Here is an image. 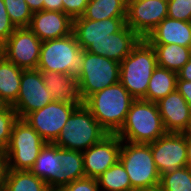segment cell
<instances>
[{"label": "cell", "instance_id": "cell-16", "mask_svg": "<svg viewBox=\"0 0 191 191\" xmlns=\"http://www.w3.org/2000/svg\"><path fill=\"white\" fill-rule=\"evenodd\" d=\"M122 140L117 134H108L100 142L84 150L85 177L98 178L119 160Z\"/></svg>", "mask_w": 191, "mask_h": 191}, {"label": "cell", "instance_id": "cell-19", "mask_svg": "<svg viewBox=\"0 0 191 191\" xmlns=\"http://www.w3.org/2000/svg\"><path fill=\"white\" fill-rule=\"evenodd\" d=\"M150 44L191 47V22L166 17L145 38Z\"/></svg>", "mask_w": 191, "mask_h": 191}, {"label": "cell", "instance_id": "cell-4", "mask_svg": "<svg viewBox=\"0 0 191 191\" xmlns=\"http://www.w3.org/2000/svg\"><path fill=\"white\" fill-rule=\"evenodd\" d=\"M157 66L154 47L142 38L120 62V83L135 99H143Z\"/></svg>", "mask_w": 191, "mask_h": 191}, {"label": "cell", "instance_id": "cell-21", "mask_svg": "<svg viewBox=\"0 0 191 191\" xmlns=\"http://www.w3.org/2000/svg\"><path fill=\"white\" fill-rule=\"evenodd\" d=\"M23 70L0 54V102L3 105L12 106L18 99Z\"/></svg>", "mask_w": 191, "mask_h": 191}, {"label": "cell", "instance_id": "cell-44", "mask_svg": "<svg viewBox=\"0 0 191 191\" xmlns=\"http://www.w3.org/2000/svg\"><path fill=\"white\" fill-rule=\"evenodd\" d=\"M0 191H4V187H0Z\"/></svg>", "mask_w": 191, "mask_h": 191}, {"label": "cell", "instance_id": "cell-41", "mask_svg": "<svg viewBox=\"0 0 191 191\" xmlns=\"http://www.w3.org/2000/svg\"><path fill=\"white\" fill-rule=\"evenodd\" d=\"M45 191H63L62 188L48 187Z\"/></svg>", "mask_w": 191, "mask_h": 191}, {"label": "cell", "instance_id": "cell-8", "mask_svg": "<svg viewBox=\"0 0 191 191\" xmlns=\"http://www.w3.org/2000/svg\"><path fill=\"white\" fill-rule=\"evenodd\" d=\"M46 142L24 119L14 123L7 149V169L30 170Z\"/></svg>", "mask_w": 191, "mask_h": 191}, {"label": "cell", "instance_id": "cell-22", "mask_svg": "<svg viewBox=\"0 0 191 191\" xmlns=\"http://www.w3.org/2000/svg\"><path fill=\"white\" fill-rule=\"evenodd\" d=\"M142 38L125 25L120 31L109 34L105 44V57L121 62Z\"/></svg>", "mask_w": 191, "mask_h": 191}, {"label": "cell", "instance_id": "cell-35", "mask_svg": "<svg viewBox=\"0 0 191 191\" xmlns=\"http://www.w3.org/2000/svg\"><path fill=\"white\" fill-rule=\"evenodd\" d=\"M176 90L184 97L191 107V81L177 80Z\"/></svg>", "mask_w": 191, "mask_h": 191}, {"label": "cell", "instance_id": "cell-2", "mask_svg": "<svg viewBox=\"0 0 191 191\" xmlns=\"http://www.w3.org/2000/svg\"><path fill=\"white\" fill-rule=\"evenodd\" d=\"M135 98L120 82L89 96L83 105L108 134H117Z\"/></svg>", "mask_w": 191, "mask_h": 191}, {"label": "cell", "instance_id": "cell-28", "mask_svg": "<svg viewBox=\"0 0 191 191\" xmlns=\"http://www.w3.org/2000/svg\"><path fill=\"white\" fill-rule=\"evenodd\" d=\"M159 188L162 191H191V168L181 167L160 175Z\"/></svg>", "mask_w": 191, "mask_h": 191}, {"label": "cell", "instance_id": "cell-9", "mask_svg": "<svg viewBox=\"0 0 191 191\" xmlns=\"http://www.w3.org/2000/svg\"><path fill=\"white\" fill-rule=\"evenodd\" d=\"M84 102L92 94L120 82V63L84 50V61L76 76Z\"/></svg>", "mask_w": 191, "mask_h": 191}, {"label": "cell", "instance_id": "cell-13", "mask_svg": "<svg viewBox=\"0 0 191 191\" xmlns=\"http://www.w3.org/2000/svg\"><path fill=\"white\" fill-rule=\"evenodd\" d=\"M49 89L38 69L23 70L18 99L12 105L18 118L23 119L30 112L37 111L52 102Z\"/></svg>", "mask_w": 191, "mask_h": 191}, {"label": "cell", "instance_id": "cell-26", "mask_svg": "<svg viewBox=\"0 0 191 191\" xmlns=\"http://www.w3.org/2000/svg\"><path fill=\"white\" fill-rule=\"evenodd\" d=\"M47 188L46 182L30 170L7 169L4 191H45Z\"/></svg>", "mask_w": 191, "mask_h": 191}, {"label": "cell", "instance_id": "cell-40", "mask_svg": "<svg viewBox=\"0 0 191 191\" xmlns=\"http://www.w3.org/2000/svg\"><path fill=\"white\" fill-rule=\"evenodd\" d=\"M187 146V166L191 168V133L185 132Z\"/></svg>", "mask_w": 191, "mask_h": 191}, {"label": "cell", "instance_id": "cell-37", "mask_svg": "<svg viewBox=\"0 0 191 191\" xmlns=\"http://www.w3.org/2000/svg\"><path fill=\"white\" fill-rule=\"evenodd\" d=\"M177 80L191 81V58H190V60L177 72Z\"/></svg>", "mask_w": 191, "mask_h": 191}, {"label": "cell", "instance_id": "cell-38", "mask_svg": "<svg viewBox=\"0 0 191 191\" xmlns=\"http://www.w3.org/2000/svg\"><path fill=\"white\" fill-rule=\"evenodd\" d=\"M7 172V158L3 151H0V187H4Z\"/></svg>", "mask_w": 191, "mask_h": 191}, {"label": "cell", "instance_id": "cell-10", "mask_svg": "<svg viewBox=\"0 0 191 191\" xmlns=\"http://www.w3.org/2000/svg\"><path fill=\"white\" fill-rule=\"evenodd\" d=\"M126 25V18L104 20L73 19V33L83 50L105 57V44L109 34L120 31Z\"/></svg>", "mask_w": 191, "mask_h": 191}, {"label": "cell", "instance_id": "cell-39", "mask_svg": "<svg viewBox=\"0 0 191 191\" xmlns=\"http://www.w3.org/2000/svg\"><path fill=\"white\" fill-rule=\"evenodd\" d=\"M32 13L43 10L44 0H25Z\"/></svg>", "mask_w": 191, "mask_h": 191}, {"label": "cell", "instance_id": "cell-42", "mask_svg": "<svg viewBox=\"0 0 191 191\" xmlns=\"http://www.w3.org/2000/svg\"><path fill=\"white\" fill-rule=\"evenodd\" d=\"M187 132L191 133V116H190V122H189V125H188Z\"/></svg>", "mask_w": 191, "mask_h": 191}, {"label": "cell", "instance_id": "cell-43", "mask_svg": "<svg viewBox=\"0 0 191 191\" xmlns=\"http://www.w3.org/2000/svg\"><path fill=\"white\" fill-rule=\"evenodd\" d=\"M145 191H162L159 187L155 189L145 190Z\"/></svg>", "mask_w": 191, "mask_h": 191}, {"label": "cell", "instance_id": "cell-14", "mask_svg": "<svg viewBox=\"0 0 191 191\" xmlns=\"http://www.w3.org/2000/svg\"><path fill=\"white\" fill-rule=\"evenodd\" d=\"M149 145L160 175L187 166V146L184 133H166Z\"/></svg>", "mask_w": 191, "mask_h": 191}, {"label": "cell", "instance_id": "cell-18", "mask_svg": "<svg viewBox=\"0 0 191 191\" xmlns=\"http://www.w3.org/2000/svg\"><path fill=\"white\" fill-rule=\"evenodd\" d=\"M157 105L167 133L187 132L191 107L177 90L158 101Z\"/></svg>", "mask_w": 191, "mask_h": 191}, {"label": "cell", "instance_id": "cell-12", "mask_svg": "<svg viewBox=\"0 0 191 191\" xmlns=\"http://www.w3.org/2000/svg\"><path fill=\"white\" fill-rule=\"evenodd\" d=\"M79 106L52 101L43 108L30 112L23 119L46 143H54L72 112Z\"/></svg>", "mask_w": 191, "mask_h": 191}, {"label": "cell", "instance_id": "cell-31", "mask_svg": "<svg viewBox=\"0 0 191 191\" xmlns=\"http://www.w3.org/2000/svg\"><path fill=\"white\" fill-rule=\"evenodd\" d=\"M167 17L191 22V0H167Z\"/></svg>", "mask_w": 191, "mask_h": 191}, {"label": "cell", "instance_id": "cell-30", "mask_svg": "<svg viewBox=\"0 0 191 191\" xmlns=\"http://www.w3.org/2000/svg\"><path fill=\"white\" fill-rule=\"evenodd\" d=\"M17 120V112L11 105H2L0 107V151L4 152L7 149L13 125Z\"/></svg>", "mask_w": 191, "mask_h": 191}, {"label": "cell", "instance_id": "cell-3", "mask_svg": "<svg viewBox=\"0 0 191 191\" xmlns=\"http://www.w3.org/2000/svg\"><path fill=\"white\" fill-rule=\"evenodd\" d=\"M166 133L157 103L135 99L117 135L122 141L149 144Z\"/></svg>", "mask_w": 191, "mask_h": 191}, {"label": "cell", "instance_id": "cell-5", "mask_svg": "<svg viewBox=\"0 0 191 191\" xmlns=\"http://www.w3.org/2000/svg\"><path fill=\"white\" fill-rule=\"evenodd\" d=\"M84 61V50L74 33L42 42L37 69L41 72H58L77 76Z\"/></svg>", "mask_w": 191, "mask_h": 191}, {"label": "cell", "instance_id": "cell-23", "mask_svg": "<svg viewBox=\"0 0 191 191\" xmlns=\"http://www.w3.org/2000/svg\"><path fill=\"white\" fill-rule=\"evenodd\" d=\"M177 73L157 66L149 80L146 96L143 100L157 103L176 90Z\"/></svg>", "mask_w": 191, "mask_h": 191}, {"label": "cell", "instance_id": "cell-17", "mask_svg": "<svg viewBox=\"0 0 191 191\" xmlns=\"http://www.w3.org/2000/svg\"><path fill=\"white\" fill-rule=\"evenodd\" d=\"M28 27L43 42L73 33V19L64 12L42 10L33 13Z\"/></svg>", "mask_w": 191, "mask_h": 191}, {"label": "cell", "instance_id": "cell-24", "mask_svg": "<svg viewBox=\"0 0 191 191\" xmlns=\"http://www.w3.org/2000/svg\"><path fill=\"white\" fill-rule=\"evenodd\" d=\"M156 52L157 65L178 72L191 58V47L177 44H151Z\"/></svg>", "mask_w": 191, "mask_h": 191}, {"label": "cell", "instance_id": "cell-20", "mask_svg": "<svg viewBox=\"0 0 191 191\" xmlns=\"http://www.w3.org/2000/svg\"><path fill=\"white\" fill-rule=\"evenodd\" d=\"M43 81L53 101L82 105L77 77L58 72H42Z\"/></svg>", "mask_w": 191, "mask_h": 191}, {"label": "cell", "instance_id": "cell-11", "mask_svg": "<svg viewBox=\"0 0 191 191\" xmlns=\"http://www.w3.org/2000/svg\"><path fill=\"white\" fill-rule=\"evenodd\" d=\"M42 41L29 27L16 28L0 46V54L16 66L37 69Z\"/></svg>", "mask_w": 191, "mask_h": 191}, {"label": "cell", "instance_id": "cell-7", "mask_svg": "<svg viewBox=\"0 0 191 191\" xmlns=\"http://www.w3.org/2000/svg\"><path fill=\"white\" fill-rule=\"evenodd\" d=\"M106 135L108 133L82 104L72 112L54 144L61 148L83 152L100 142Z\"/></svg>", "mask_w": 191, "mask_h": 191}, {"label": "cell", "instance_id": "cell-27", "mask_svg": "<svg viewBox=\"0 0 191 191\" xmlns=\"http://www.w3.org/2000/svg\"><path fill=\"white\" fill-rule=\"evenodd\" d=\"M96 179L98 186L105 191H134L128 173L119 160Z\"/></svg>", "mask_w": 191, "mask_h": 191}, {"label": "cell", "instance_id": "cell-33", "mask_svg": "<svg viewBox=\"0 0 191 191\" xmlns=\"http://www.w3.org/2000/svg\"><path fill=\"white\" fill-rule=\"evenodd\" d=\"M15 26L11 23L3 0H0V46L14 32Z\"/></svg>", "mask_w": 191, "mask_h": 191}, {"label": "cell", "instance_id": "cell-34", "mask_svg": "<svg viewBox=\"0 0 191 191\" xmlns=\"http://www.w3.org/2000/svg\"><path fill=\"white\" fill-rule=\"evenodd\" d=\"M63 12L72 19L82 16L85 13L88 0H62Z\"/></svg>", "mask_w": 191, "mask_h": 191}, {"label": "cell", "instance_id": "cell-15", "mask_svg": "<svg viewBox=\"0 0 191 191\" xmlns=\"http://www.w3.org/2000/svg\"><path fill=\"white\" fill-rule=\"evenodd\" d=\"M167 17V0H127L126 25L141 38Z\"/></svg>", "mask_w": 191, "mask_h": 191}, {"label": "cell", "instance_id": "cell-25", "mask_svg": "<svg viewBox=\"0 0 191 191\" xmlns=\"http://www.w3.org/2000/svg\"><path fill=\"white\" fill-rule=\"evenodd\" d=\"M127 0H88L84 19L126 18Z\"/></svg>", "mask_w": 191, "mask_h": 191}, {"label": "cell", "instance_id": "cell-36", "mask_svg": "<svg viewBox=\"0 0 191 191\" xmlns=\"http://www.w3.org/2000/svg\"><path fill=\"white\" fill-rule=\"evenodd\" d=\"M43 10L63 12L62 0H44Z\"/></svg>", "mask_w": 191, "mask_h": 191}, {"label": "cell", "instance_id": "cell-6", "mask_svg": "<svg viewBox=\"0 0 191 191\" xmlns=\"http://www.w3.org/2000/svg\"><path fill=\"white\" fill-rule=\"evenodd\" d=\"M120 148L119 161L128 173L134 191L159 187L160 174L149 144L127 142Z\"/></svg>", "mask_w": 191, "mask_h": 191}, {"label": "cell", "instance_id": "cell-32", "mask_svg": "<svg viewBox=\"0 0 191 191\" xmlns=\"http://www.w3.org/2000/svg\"><path fill=\"white\" fill-rule=\"evenodd\" d=\"M63 191H100L96 178L83 177L61 187Z\"/></svg>", "mask_w": 191, "mask_h": 191}, {"label": "cell", "instance_id": "cell-1", "mask_svg": "<svg viewBox=\"0 0 191 191\" xmlns=\"http://www.w3.org/2000/svg\"><path fill=\"white\" fill-rule=\"evenodd\" d=\"M30 171L48 187L61 188L85 177L83 153L46 143Z\"/></svg>", "mask_w": 191, "mask_h": 191}, {"label": "cell", "instance_id": "cell-29", "mask_svg": "<svg viewBox=\"0 0 191 191\" xmlns=\"http://www.w3.org/2000/svg\"><path fill=\"white\" fill-rule=\"evenodd\" d=\"M11 23L15 28L28 27L33 16L25 0H3Z\"/></svg>", "mask_w": 191, "mask_h": 191}]
</instances>
